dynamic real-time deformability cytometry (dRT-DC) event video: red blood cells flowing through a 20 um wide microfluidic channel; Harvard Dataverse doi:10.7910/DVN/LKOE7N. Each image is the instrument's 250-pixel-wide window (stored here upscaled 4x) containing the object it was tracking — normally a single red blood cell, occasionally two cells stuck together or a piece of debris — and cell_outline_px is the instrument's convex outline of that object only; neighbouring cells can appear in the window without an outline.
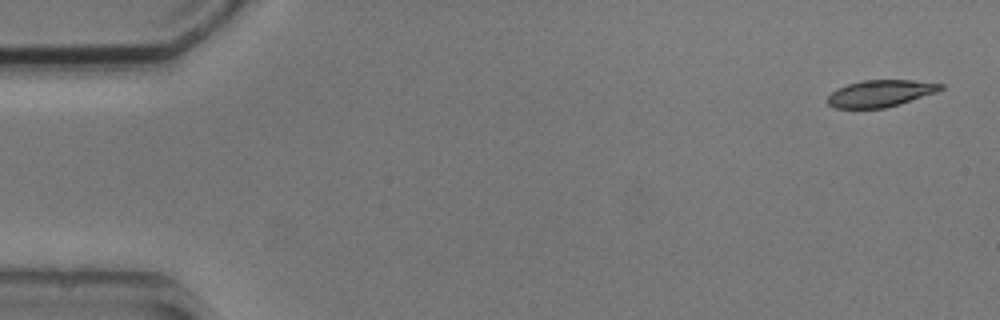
{"species": "common noctule bat (a hibernating species)", "species_latin": "Nyctalus noctula", "temperature_condition": "cold", "stored_images_in_passage": 6, "camera_frame_rate_fps": 3000, "um_per_image_px": 0.085, "animal": {"sex": "male", "body_mass_g": 20.5, "forearm_length_mm": 52.5}, "frame": {"image": 1, "passage_image": 1, "time_ms": 0.0, "image_size_px": [1000, 320], "cell_outline_px": [[944, 88], [936, 92], [900, 104], [884, 108], [836, 108], [828, 104], [824, 100], [836, 88], [848, 84], [864, 80], [912, 80], [944, 84]], "centroid_in_image_um": [74.81, 7.94], "position_along_channel_um": 10.2, "area_um2": 17.69}}
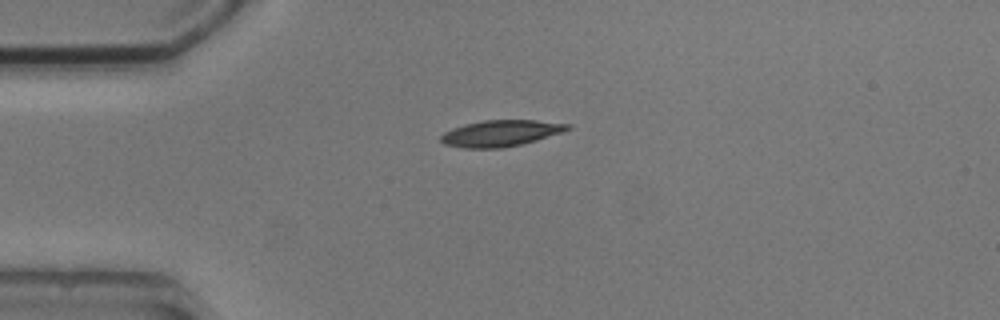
{"frame": {"image": 2, "passage_image": 4, "time_ms": 3.667, "image_size_px": [1000, 320], "cell_outline_px": [[572, 128], [564, 132], [536, 140], [504, 148], [464, 148], [444, 144], [440, 140], [440, 136], [444, 132], [452, 128], [464, 124], [484, 120], [536, 120], [572, 124]], "centroid_in_image_um": [42.58, 11.32], "position_along_channel_um": 42.4, "area_um2": 19.54}}